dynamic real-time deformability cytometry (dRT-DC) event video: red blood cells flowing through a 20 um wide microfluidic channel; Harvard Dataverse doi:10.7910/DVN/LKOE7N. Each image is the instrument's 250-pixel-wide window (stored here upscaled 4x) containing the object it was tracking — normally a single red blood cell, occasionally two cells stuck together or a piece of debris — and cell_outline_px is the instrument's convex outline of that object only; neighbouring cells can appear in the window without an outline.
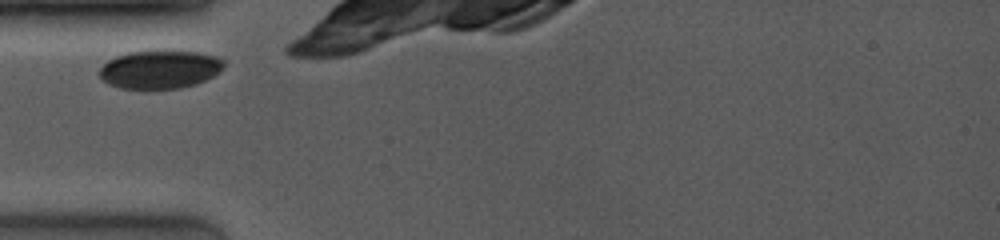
{"species": "common noctule bat (a hibernating species)", "species_latin": "Nyctalus noctula", "temperature_condition": "room temperature", "stored_images_in_passage": 10, "camera_frame_rate_fps": 4000, "um_per_image_px": 0.085, "animal": {"sex": "female", "body_mass_g": 19.0, "forearm_length_mm": 53.3}, "frame": {"image": 1, "passage_image": 1, "time_ms": 0.0, "image_size_px": [1000, 240], "cell_outline_px": [[224, 64], [220, 72], [196, 84], [180, 88], [120, 88], [108, 84], [100, 80], [96, 72], [108, 60], [116, 56], [128, 52], [148, 48], [172, 48], [200, 52], [216, 56], [224, 60]], "centroid_in_image_um": [13.56, 5.83], "position_along_channel_um": 71.4, "area_um2": 28.96}}